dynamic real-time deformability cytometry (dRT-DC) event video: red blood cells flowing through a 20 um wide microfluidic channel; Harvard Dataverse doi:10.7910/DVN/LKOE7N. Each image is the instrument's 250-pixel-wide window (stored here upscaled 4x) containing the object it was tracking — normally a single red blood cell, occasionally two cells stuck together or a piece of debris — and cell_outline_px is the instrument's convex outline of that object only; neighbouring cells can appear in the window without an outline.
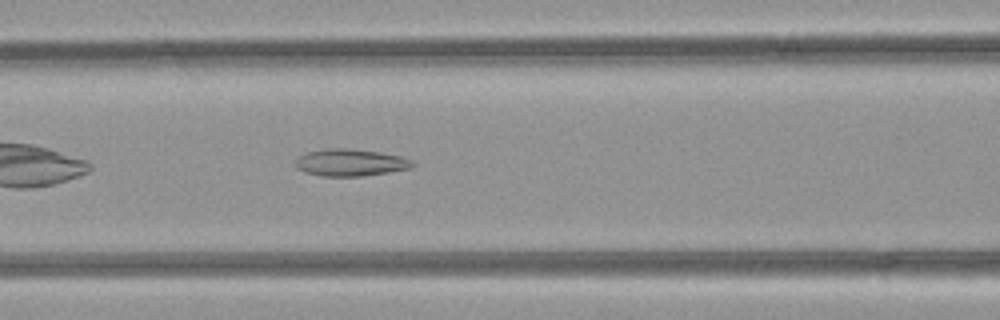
{"species": "common noctule bat (a hibernating species)", "species_latin": "Nyctalus noctula", "temperature_condition": "room temperature", "stored_images_in_passage": 32, "camera_frame_rate_fps": 3000, "um_per_image_px": 0.085, "animal": {"sex": "female", "body_mass_g": 21.9}, "frame": {"image": 1, "passage_image": 8, "time_ms": 2.333, "image_size_px": [1000, 320], "cell_outline_px": [[416, 164], [412, 168], [388, 172], [360, 176], [324, 176], [304, 172], [296, 168], [296, 160], [300, 156], [308, 152], [328, 148], [348, 148], [380, 152], [400, 156], [412, 160]], "centroid_in_image_um": [29.81, 13.81], "position_along_channel_um": 136.8, "area_um2": 18.38}}
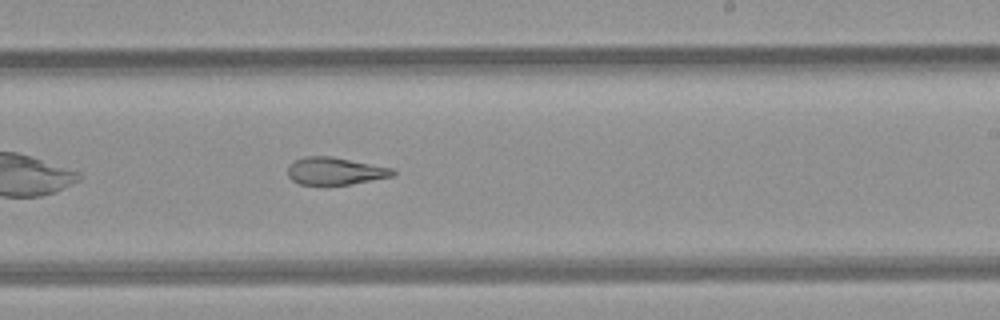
{"frame": {"image": 2, "passage_image": 17, "time_ms": 5.333, "image_size_px": [1000, 320], "cell_outline_px": [[396, 172], [392, 176], [352, 184], [324, 188], [300, 184], [292, 180], [288, 176], [288, 168], [296, 160], [304, 156], [332, 156], [392, 168]], "centroid_in_image_um": [28.45, 14.58], "position_along_channel_um": 260.6, "area_um2": 17.28}}
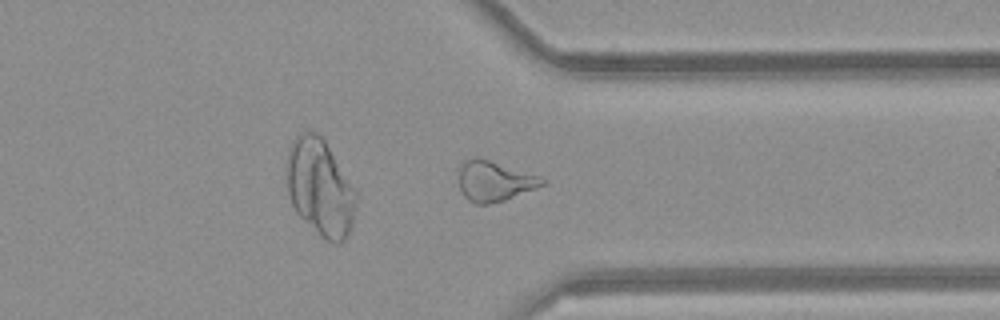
{"frame": {"image": 3, "passage_image": 25, "time_ms": 8.0, "image_size_px": [1000, 320], "cell_outline_px": [[548, 180], [544, 184], [536, 188], [504, 200], [488, 204], [476, 204], [468, 200], [464, 196], [460, 188], [456, 168], [464, 160], [472, 156], [476, 156], [540, 176]], "centroid_in_image_um": [41.96, 15.37], "position_along_channel_um": 369.4, "area_um2": 19.83}}